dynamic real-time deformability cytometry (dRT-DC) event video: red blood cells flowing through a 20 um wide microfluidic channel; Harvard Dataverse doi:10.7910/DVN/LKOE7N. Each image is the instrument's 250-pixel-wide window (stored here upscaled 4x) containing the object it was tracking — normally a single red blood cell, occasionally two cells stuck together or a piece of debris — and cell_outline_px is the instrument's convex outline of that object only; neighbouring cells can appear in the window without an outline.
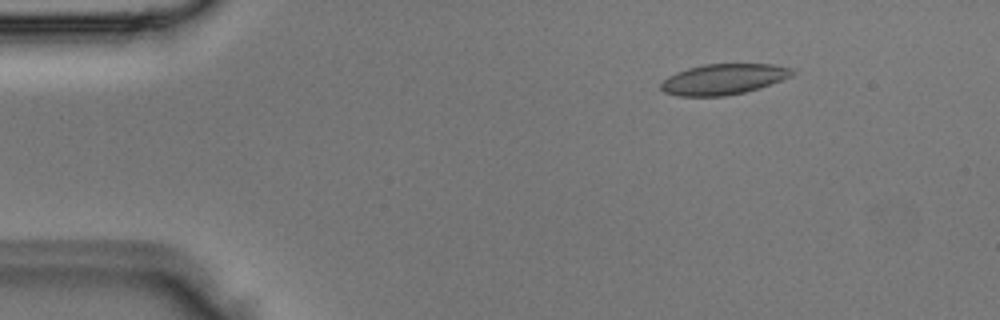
{"species": "Egyptian fruit bat (a non-hibernating species)", "species_latin": "Rousettus aegyptiacus", "temperature_condition": "room temperature", "stored_images_in_passage": 3, "camera_frame_rate_fps": 3000, "um_per_image_px": 0.085, "animal": {"sex": "male"}, "frame": {"image": 1, "passage_image": 1, "time_ms": 0.0, "image_size_px": [1000, 320], "cell_outline_px": [[796, 72], [792, 76], [760, 88], [744, 92], [724, 96], [676, 96], [664, 92], [660, 88], [660, 84], [668, 76], [676, 72], [688, 68], [704, 64], [772, 64], [792, 68]], "centroid_in_image_um": [61.49, 6.73], "position_along_channel_um": 23.5, "area_um2": 23.52}}